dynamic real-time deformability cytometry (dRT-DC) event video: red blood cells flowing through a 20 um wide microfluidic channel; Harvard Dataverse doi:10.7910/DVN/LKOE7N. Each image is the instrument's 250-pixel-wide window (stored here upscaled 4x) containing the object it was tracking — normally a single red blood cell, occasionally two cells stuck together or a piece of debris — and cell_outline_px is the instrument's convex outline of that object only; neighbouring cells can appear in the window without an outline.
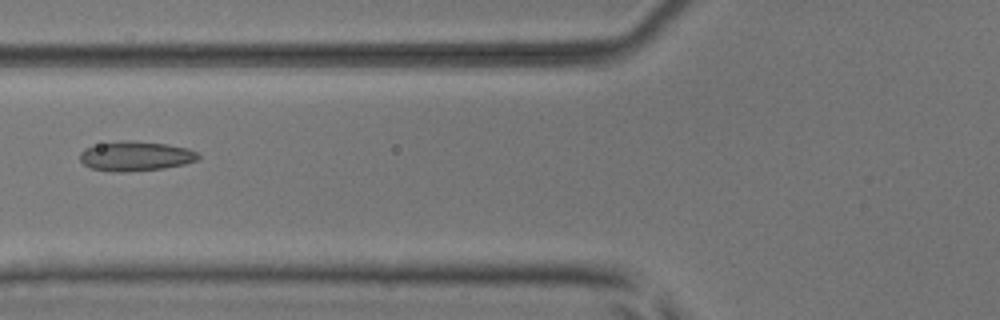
{"species": "common noctule bat (a hibernating species)", "species_latin": "Nyctalus noctula", "temperature_condition": "room temperature", "stored_images_in_passage": 7, "camera_frame_rate_fps": 3000, "um_per_image_px": 0.085, "animal": {"sex": "male", "body_mass_g": 17.9, "forearm_length_mm": 54.2}, "frame": {"image": 1, "passage_image": 7, "time_ms": 2.0, "image_size_px": [1000, 320], "cell_outline_px": [[200, 160], [184, 164], [164, 168], [124, 172], [112, 172], [92, 168], [84, 164], [80, 160], [80, 152], [84, 148], [100, 144], [124, 140], [128, 140], [168, 144], [188, 148], [196, 152], [200, 156]], "centroid_in_image_um": [11.55, 13.27], "position_along_channel_um": 114.3, "area_um2": 20.46}}